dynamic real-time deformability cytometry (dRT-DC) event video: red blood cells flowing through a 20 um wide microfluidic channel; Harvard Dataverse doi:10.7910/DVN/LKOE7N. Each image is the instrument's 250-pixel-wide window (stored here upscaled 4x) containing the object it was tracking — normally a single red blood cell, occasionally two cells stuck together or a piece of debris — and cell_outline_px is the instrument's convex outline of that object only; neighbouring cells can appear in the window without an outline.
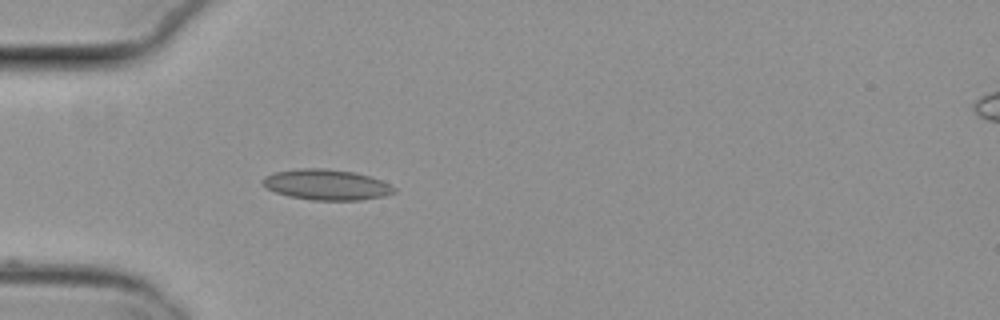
{"species": "common noctule bat (a hibernating species)", "species_latin": "Nyctalus noctula", "temperature_condition": "cold", "stored_images_in_passage": 12, "camera_frame_rate_fps": 3000, "um_per_image_px": 0.085, "animal": {"sex": "female", "body_mass_g": 29.2, "forearm_length_mm": 56.3}, "frame": {"image": 1, "passage_image": 1, "time_ms": 0.0, "image_size_px": [1000, 320], "cell_outline_px": [[396, 192], [384, 196], [360, 200], [312, 200], [288, 196], [276, 192], [268, 188], [264, 184], [264, 176], [276, 172], [296, 168], [328, 168], [356, 172], [380, 180], [396, 188]], "centroid_in_image_um": [27.77, 15.69], "position_along_channel_um": 57.2, "area_um2": 23.35}}
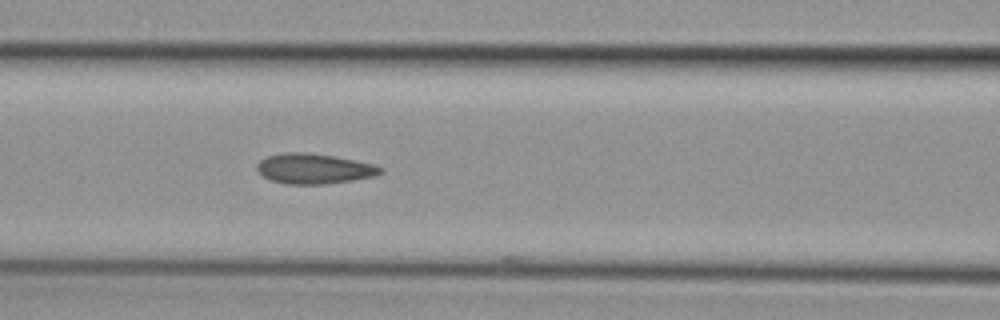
{"frame": {"image": 2, "passage_image": 8, "time_ms": 2.333, "image_size_px": [1000, 320], "cell_outline_px": [[384, 172], [376, 176], [352, 180], [324, 184], [288, 184], [272, 180], [264, 176], [256, 168], [256, 164], [260, 160], [268, 156], [284, 152], [304, 152], [332, 156], [356, 160], [372, 164], [384, 168]], "centroid_in_image_um": [26.72, 14.33], "position_along_channel_um": 139.9, "area_um2": 21.62}}
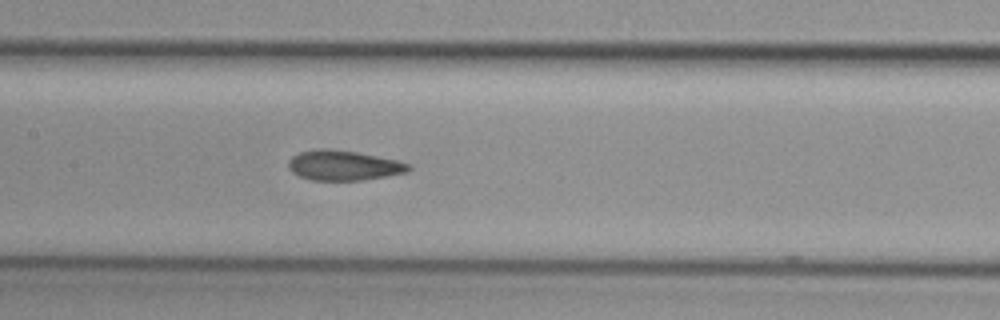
{"frame": {"image": 3, "passage_image": 11, "time_ms": 3.333, "image_size_px": [1000, 320], "cell_outline_px": [[412, 168], [408, 172], [388, 176], [364, 180], [312, 180], [300, 176], [292, 172], [288, 168], [288, 160], [292, 156], [300, 152], [320, 148], [328, 148], [356, 152], [396, 160], [408, 164]], "centroid_in_image_um": [29.19, 14.06], "position_along_channel_um": 178.2, "area_um2": 20.98}}